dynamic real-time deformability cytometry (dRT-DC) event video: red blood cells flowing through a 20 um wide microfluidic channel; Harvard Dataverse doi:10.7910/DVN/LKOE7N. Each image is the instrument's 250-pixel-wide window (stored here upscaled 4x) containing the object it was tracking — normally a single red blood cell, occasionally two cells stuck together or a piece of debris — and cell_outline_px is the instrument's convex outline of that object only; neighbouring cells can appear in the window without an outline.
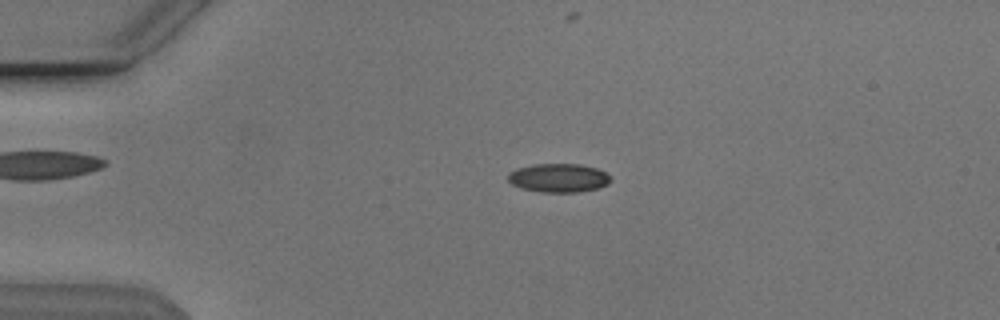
{"species": "Egyptian fruit bat (a non-hibernating species)", "species_latin": "Rousettus aegyptiacus", "temperature_condition": "cold", "stored_images_in_passage": 18, "camera_frame_rate_fps": 3000, "um_per_image_px": 0.085, "animal": {"sex": "male"}, "frame": {"image": 1, "passage_image": 4, "time_ms": 1.0, "image_size_px": [1000, 320], "cell_outline_px": [[612, 180], [608, 184], [596, 188], [576, 192], [540, 192], [520, 188], [512, 184], [508, 180], [508, 172], [516, 168], [532, 164], [580, 164], [596, 168], [604, 172]], "centroid_in_image_um": [47.43, 15.11], "position_along_channel_um": 37.6, "area_um2": 17.17}}
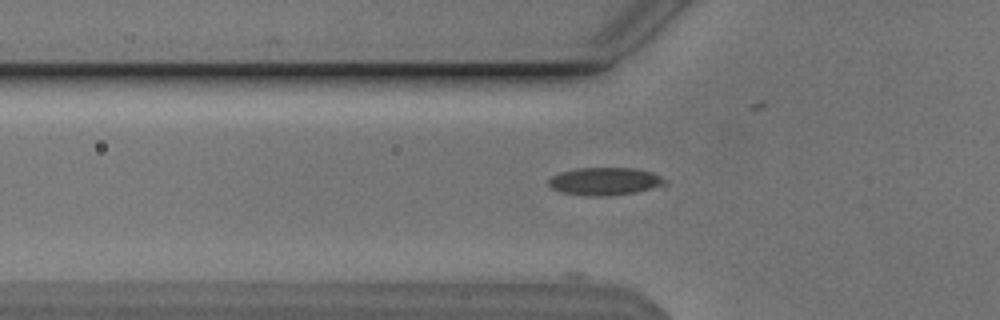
{"frame": {"image": 2, "passage_image": 10, "time_ms": 3.0, "image_size_px": [1000, 320], "cell_outline_px": [[668, 184], [636, 192], [608, 196], [588, 196], [560, 192], [552, 188], [548, 184], [548, 180], [552, 176], [560, 172], [576, 168], [636, 168], [652, 172], [668, 180]], "centroid_in_image_um": [51.43, 15.41], "position_along_channel_um": 74.4, "area_um2": 18.96}}